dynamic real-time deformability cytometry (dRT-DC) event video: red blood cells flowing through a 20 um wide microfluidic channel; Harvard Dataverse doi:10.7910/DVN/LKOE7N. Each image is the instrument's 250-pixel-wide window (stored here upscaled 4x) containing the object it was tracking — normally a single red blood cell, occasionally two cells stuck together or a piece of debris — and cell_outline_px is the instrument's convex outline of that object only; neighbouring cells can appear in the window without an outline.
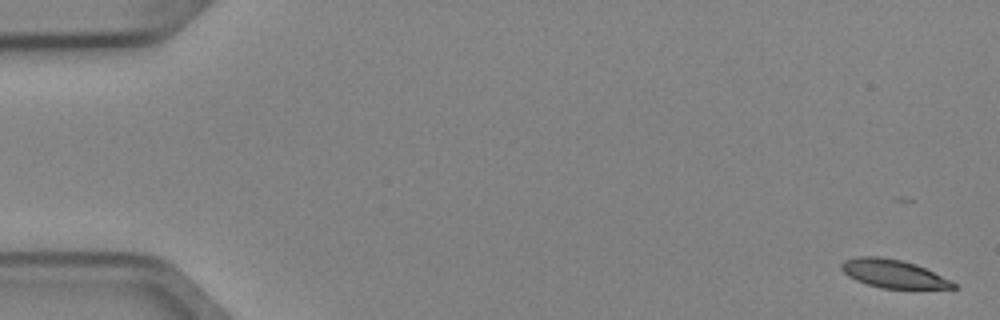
{"species": "Egyptian fruit bat (a non-hibernating species)", "species_latin": "Rousettus aegyptiacus", "temperature_condition": "cold", "stored_images_in_passage": 5, "camera_frame_rate_fps": 3000, "um_per_image_px": 0.085, "animal": {"sex": "female"}, "frame": {"image": 1, "passage_image": 1, "time_ms": 0.0, "image_size_px": [1000, 320], "cell_outline_px": [[960, 288], [880, 288], [856, 280], [848, 276], [840, 268], [840, 264], [844, 260], [856, 256], [880, 256], [900, 260], [916, 264], [952, 280]], "centroid_in_image_um": [75.92, 23.25], "position_along_channel_um": 9.1, "area_um2": 18.44}}
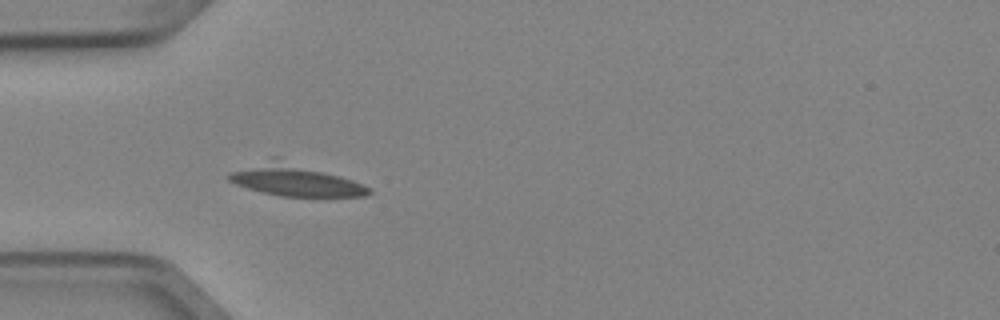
{"frame": {"image": 2, "passage_image": 5, "time_ms": 1.333, "image_size_px": [1000, 320], "cell_outline_px": [[372, 192], [364, 196], [280, 196], [248, 188], [236, 184], [228, 180], [228, 176], [232, 172], [276, 156], [340, 176], [352, 180], [368, 188]], "centroid_in_image_um": [25.06, 15.31], "position_along_channel_um": 59.9, "area_um2": 25.09}}